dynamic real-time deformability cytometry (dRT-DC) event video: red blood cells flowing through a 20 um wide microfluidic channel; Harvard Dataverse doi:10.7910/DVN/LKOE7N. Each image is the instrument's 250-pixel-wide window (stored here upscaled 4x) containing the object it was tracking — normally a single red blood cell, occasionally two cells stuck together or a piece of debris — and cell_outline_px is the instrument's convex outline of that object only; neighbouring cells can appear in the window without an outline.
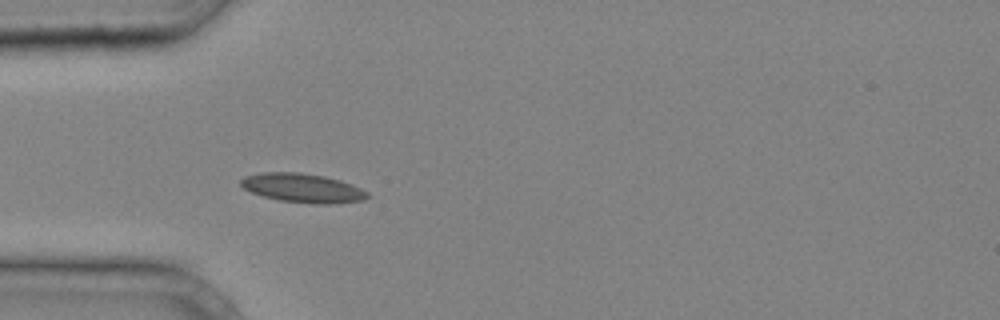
{"species": "common noctule bat (a hibernating species)", "species_latin": "Nyctalus noctula", "temperature_condition": "cold", "stored_images_in_passage": 29, "camera_frame_rate_fps": 3000, "um_per_image_px": 0.085, "animal": {"sex": "male", "body_mass_g": 20.4}, "frame": {"image": 1, "passage_image": 1, "time_ms": 0.0, "image_size_px": [1000, 320], "cell_outline_px": [[368, 196], [364, 200], [332, 204], [316, 204], [280, 200], [264, 196], [252, 192], [244, 188], [240, 184], [240, 180], [244, 176], [260, 172], [300, 172], [324, 176], [340, 180], [352, 184], [368, 192]], "centroid_in_image_um": [25.73, 15.97], "position_along_channel_um": 59.3, "area_um2": 21.39}}
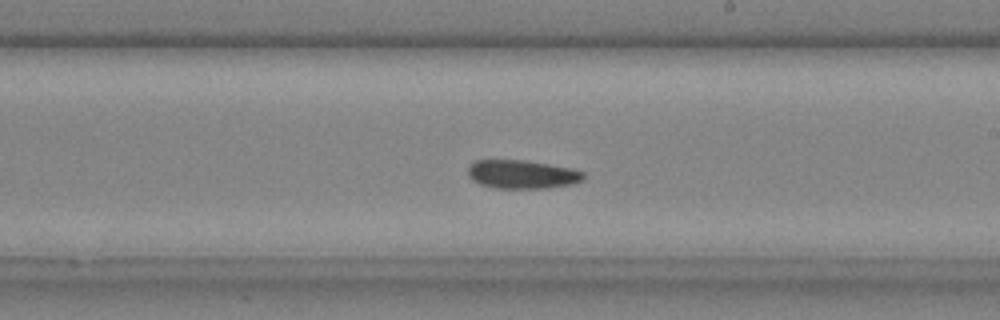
{"frame": {"image": 2, "passage_image": 13, "time_ms": 4.0, "image_size_px": [1000, 320], "cell_outline_px": [[584, 176], [580, 180], [572, 184], [548, 188], [496, 188], [480, 184], [472, 180], [468, 176], [468, 164], [476, 160], [524, 160], [572, 168], [584, 172]], "centroid_in_image_um": [44.34, 14.81], "position_along_channel_um": 244.7, "area_um2": 19.25}}